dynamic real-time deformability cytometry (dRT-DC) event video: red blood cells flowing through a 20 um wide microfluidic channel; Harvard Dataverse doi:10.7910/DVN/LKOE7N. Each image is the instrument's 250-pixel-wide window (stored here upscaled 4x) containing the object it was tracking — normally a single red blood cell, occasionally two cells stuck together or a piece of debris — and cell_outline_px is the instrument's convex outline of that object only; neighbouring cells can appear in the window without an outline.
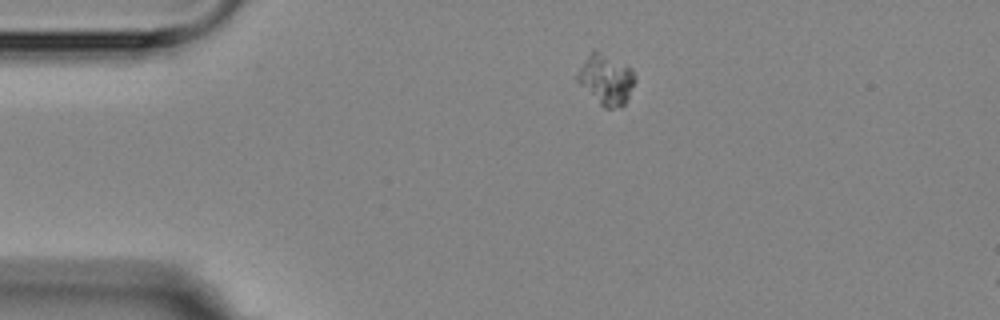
{"species": "Egyptian fruit bat (a non-hibernating species)", "species_latin": "Rousettus aegyptiacus", "temperature_condition": "room temperature", "stored_images_in_passage": 3, "camera_frame_rate_fps": 3000, "um_per_image_px": 0.085, "animal": {"sex": "female"}, "frame": {"image": 1, "passage_image": 1, "time_ms": 0.0, "image_size_px": [1000, 320], "cell_outline_px": [[636, 80], [624, 104], [612, 108], [604, 108], [576, 80], [576, 76], [584, 60], [592, 48], [632, 68]], "centroid_in_image_um": [51.51, 6.73], "position_along_channel_um": 33.5, "area_um2": 16.47}}